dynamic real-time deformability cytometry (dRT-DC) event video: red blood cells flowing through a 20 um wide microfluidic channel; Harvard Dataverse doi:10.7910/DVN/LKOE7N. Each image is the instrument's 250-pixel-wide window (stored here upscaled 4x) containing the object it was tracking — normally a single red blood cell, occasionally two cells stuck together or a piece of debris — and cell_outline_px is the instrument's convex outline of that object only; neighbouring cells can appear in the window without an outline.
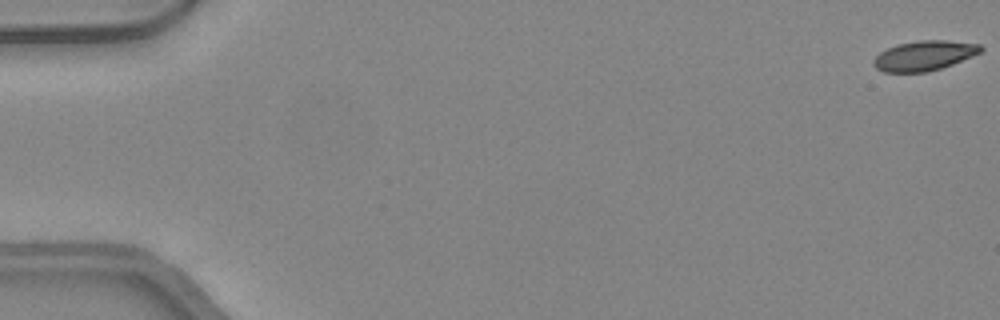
{"species": "common noctule bat (a hibernating species)", "species_latin": "Nyctalus noctula", "temperature_condition": "warm", "stored_images_in_passage": 49, "camera_frame_rate_fps": 3000, "um_per_image_px": 0.085, "animal": {"sex": "female", "body_mass_g": 24.6, "forearm_length_mm": 56.2}, "frame": {"image": 1, "passage_image": 1, "time_ms": 0.0, "image_size_px": [1000, 320], "cell_outline_px": [[984, 48], [980, 52], [972, 56], [952, 64], [928, 72], [884, 72], [876, 68], [872, 64], [872, 60], [880, 52], [896, 44], [920, 40], [944, 40], [980, 44]], "centroid_in_image_um": [78.53, 4.73], "position_along_channel_um": 6.5, "area_um2": 18.61}}
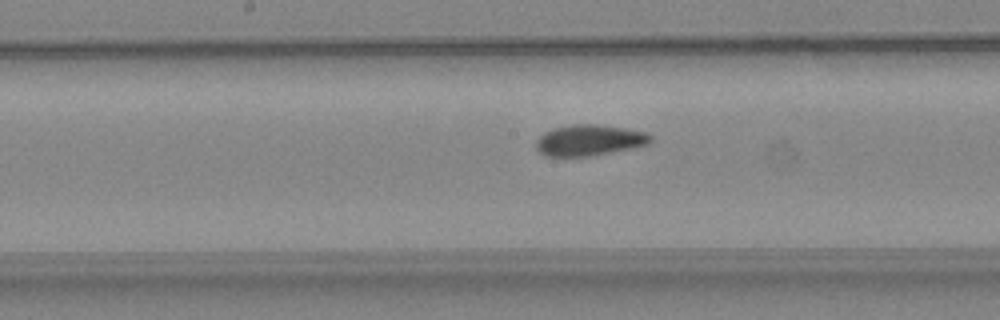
{"frame": {"image": 2, "passage_image": 26, "time_ms": 8.333, "image_size_px": [1000, 320], "cell_outline_px": [[652, 140], [648, 144], [632, 148], [592, 156], [544, 156], [536, 148], [536, 140], [544, 132], [552, 128], [572, 124], [596, 124], [624, 128], [644, 132], [652, 136]], "centroid_in_image_um": [50.06, 11.92], "position_along_channel_um": 198.1, "area_um2": 20.69}}
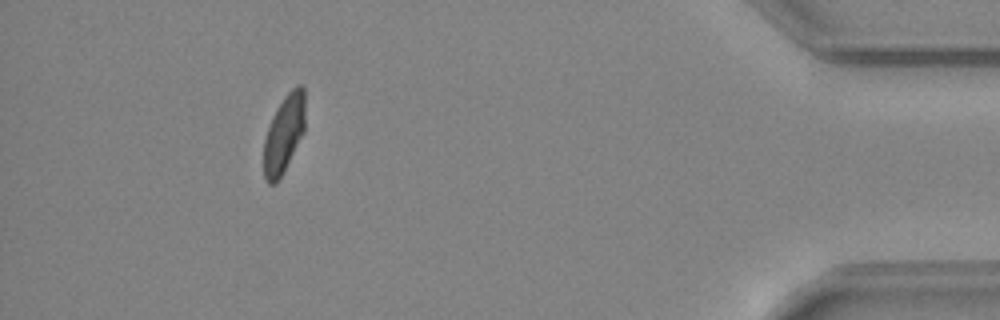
{"frame": {"image": 3, "passage_image": 45, "time_ms": 14.667, "image_size_px": [1000, 320], "cell_outline_px": [[304, 132], [276, 184], [268, 184], [264, 176], [264, 140], [272, 116], [276, 108], [284, 96], [296, 84], [300, 84], [304, 88]], "centroid_in_image_um": [24.13, 11.35], "position_along_channel_um": 411.1, "area_um2": 18.55}, "authors_computed_cell_mechanics": {"area_um2": 19.941, "velocity_mm_per_s": 4.2813, "shape_relaxation_time_tau1_ms": 4.8773, "shape_relaxation_time_tau2_ms": 0.9908, "deformation_change_tau1": 0.1474, "deformation_change_tau2": 0.0486}}